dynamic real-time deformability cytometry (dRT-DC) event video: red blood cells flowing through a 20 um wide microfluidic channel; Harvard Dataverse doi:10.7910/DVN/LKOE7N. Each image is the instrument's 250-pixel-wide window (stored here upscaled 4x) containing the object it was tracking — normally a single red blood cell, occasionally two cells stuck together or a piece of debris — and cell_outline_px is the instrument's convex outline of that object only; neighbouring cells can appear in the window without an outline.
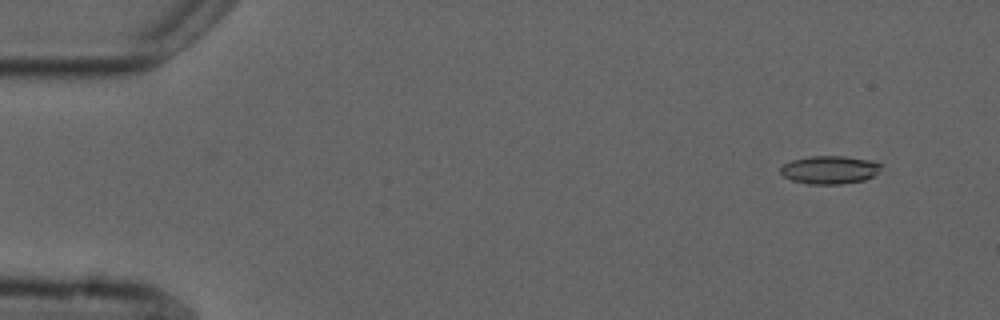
{"species": "common noctule bat (a hibernating species)", "species_latin": "Nyctalus noctula", "temperature_condition": "cold", "stored_images_in_passage": 55, "camera_frame_rate_fps": 3000, "um_per_image_px": 0.085, "animal": {"sex": "male", "forearm_length_mm": 52.5}, "frame": {"image": 1, "passage_image": 5, "time_ms": 1.333, "image_size_px": [1000, 320], "cell_outline_px": [[880, 168], [872, 176], [864, 180], [840, 184], [808, 184], [792, 180], [784, 176], [780, 172], [780, 168], [784, 164], [792, 160], [812, 156], [844, 156], [876, 160], [880, 164]], "centroid_in_image_um": [70.52, 14.42], "position_along_channel_um": 14.5, "area_um2": 16.42}}
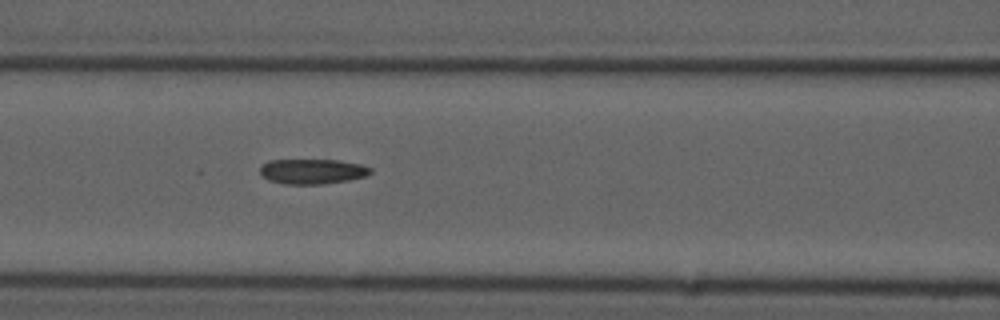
{"frame": {"image": 2, "passage_image": 24, "time_ms": 7.667, "image_size_px": [1000, 320], "cell_outline_px": [[372, 172], [364, 176], [348, 180], [320, 184], [284, 184], [268, 180], [260, 172], [260, 168], [268, 160], [336, 160], [360, 164], [372, 168]], "centroid_in_image_um": [26.54, 14.57], "position_along_channel_um": 140.1, "area_um2": 15.95}}
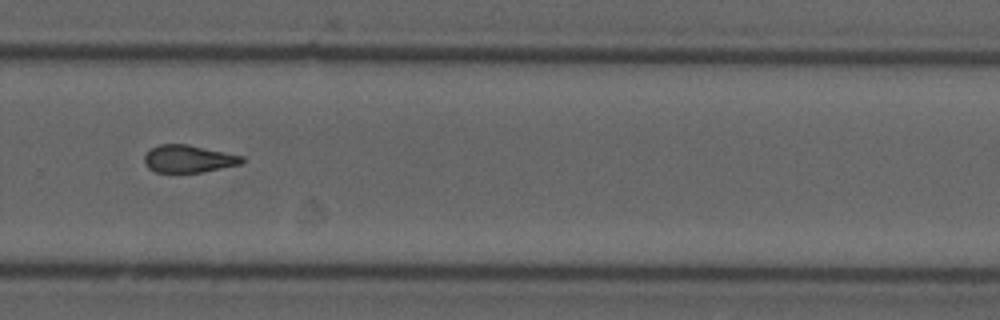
{"frame": {"image": 3, "passage_image": 38, "time_ms": 12.333, "image_size_px": [1000, 320], "cell_outline_px": [[244, 160], [240, 164], [204, 172], [156, 172], [148, 168], [144, 164], [144, 156], [152, 148], [160, 144], [188, 144], [244, 156]], "centroid_in_image_um": [16.02, 13.5], "position_along_channel_um": 313.8, "area_um2": 15.61}, "authors_computed_cell_mechanics": {"area_um2": 16.4152, "velocity_mm_per_s": 3.7398, "shape_relaxation_time_tau1_ms": null, "shape_relaxation_time_tau2_ms": 6.5608, "deformation_change_tau1": null, "deformation_change_tau2": 0.1568}}